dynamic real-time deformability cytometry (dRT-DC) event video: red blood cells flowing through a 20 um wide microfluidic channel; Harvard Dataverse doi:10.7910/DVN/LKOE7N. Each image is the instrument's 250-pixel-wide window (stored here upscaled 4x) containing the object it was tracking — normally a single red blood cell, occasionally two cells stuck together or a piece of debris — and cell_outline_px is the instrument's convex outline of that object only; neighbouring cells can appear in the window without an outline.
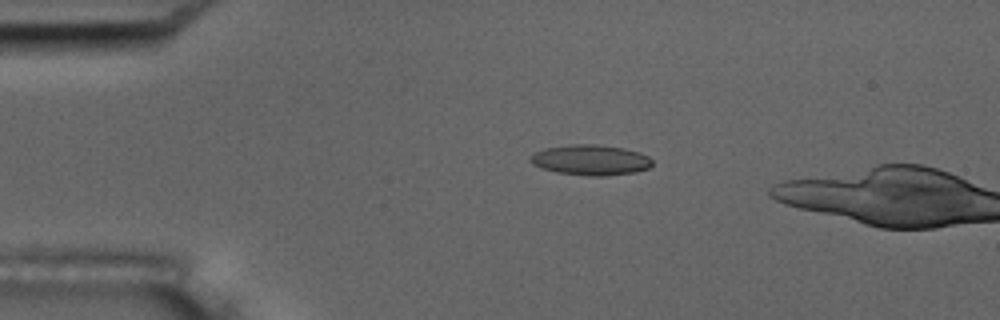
{"species": "common noctule bat (a hibernating species)", "species_latin": "Nyctalus noctula", "temperature_condition": "room temperature", "stored_images_in_passage": 10, "camera_frame_rate_fps": 3000, "um_per_image_px": 0.085, "animal": {"sex": "male", "body_mass_g": 17.5, "forearm_length_mm": 52.3}, "frame": {"image": 1, "passage_image": 7, "time_ms": 2.0, "image_size_px": [1000, 320], "cell_outline_px": [[652, 164], [648, 168], [636, 172], [604, 176], [588, 176], [556, 172], [540, 168], [532, 164], [528, 160], [536, 152], [544, 148], [568, 144], [596, 144], [624, 148], [640, 152], [648, 156], [652, 160]], "centroid_in_image_um": [50.19, 13.6], "position_along_channel_um": 34.8, "area_um2": 21.79}}